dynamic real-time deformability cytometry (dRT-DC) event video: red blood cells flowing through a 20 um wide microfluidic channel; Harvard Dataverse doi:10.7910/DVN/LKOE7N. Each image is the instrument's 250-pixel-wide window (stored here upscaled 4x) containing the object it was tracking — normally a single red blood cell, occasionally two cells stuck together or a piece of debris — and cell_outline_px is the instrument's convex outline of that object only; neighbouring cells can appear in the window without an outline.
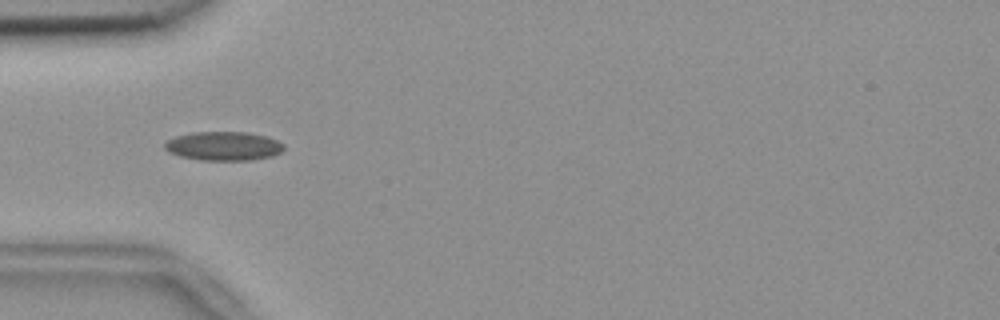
{"species": "common noctule bat (a hibernating species)", "species_latin": "Nyctalus noctula", "temperature_condition": "room temperature", "stored_images_in_passage": 41, "camera_frame_rate_fps": 3000, "um_per_image_px": 0.085, "animal": {"sex": "female", "body_mass_g": 18.4}, "frame": {"image": 1, "passage_image": 4, "time_ms": 1.0, "image_size_px": [1000, 320], "cell_outline_px": [[284, 148], [280, 152], [272, 156], [252, 160], [200, 160], [180, 156], [168, 152], [164, 148], [164, 144], [168, 140], [176, 136], [192, 132], [248, 132], [264, 136], [276, 140], [284, 144]], "centroid_in_image_um": [18.99, 12.41], "position_along_channel_um": 66.0, "area_um2": 20.06}}
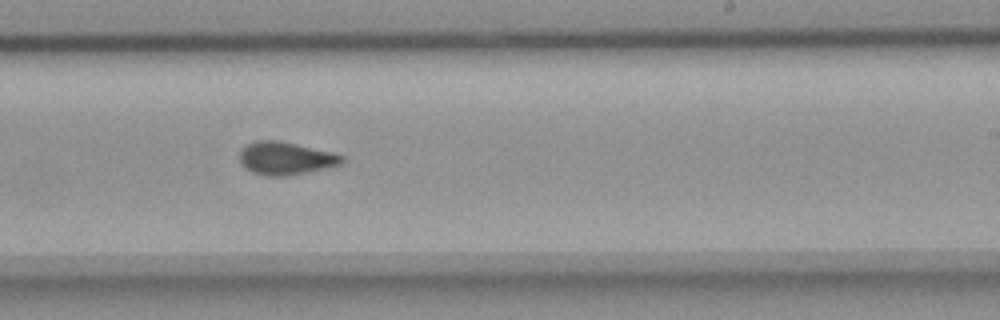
{"frame": {"image": 2, "passage_image": 20, "time_ms": 6.333, "image_size_px": [1000, 320], "cell_outline_px": [[344, 160], [340, 164], [304, 172], [284, 176], [268, 176], [252, 172], [240, 160], [240, 152], [248, 144], [256, 140], [280, 140], [332, 152], [344, 156]], "centroid_in_image_um": [24.28, 13.43], "position_along_channel_um": 264.7, "area_um2": 19.13}}
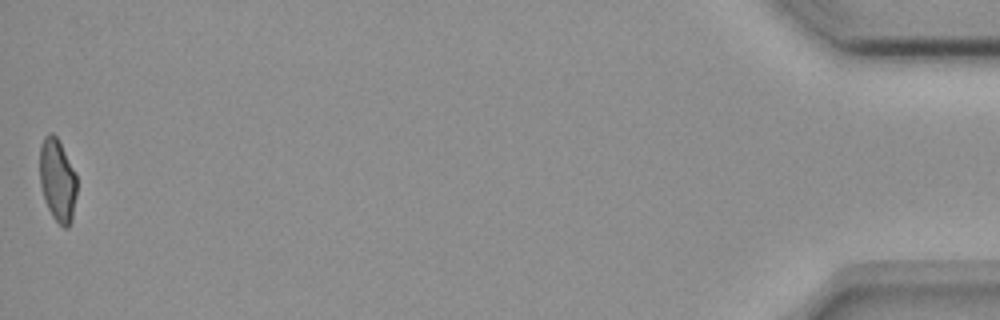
{"frame": {"image": 3, "passage_image": 41, "time_ms": 13.333, "image_size_px": [1000, 320], "cell_outline_px": [[76, 196], [72, 220], [68, 228], [64, 228], [52, 216], [44, 200], [40, 184], [40, 148], [44, 136], [48, 132], [52, 132], [56, 136], [76, 176]], "centroid_in_image_um": [4.87, 15.34], "position_along_channel_um": 430.3, "area_um2": 17.69}, "authors_computed_cell_mechanics": {"area_um2": 18.9006, "velocity_mm_per_s": 3.7423, "shape_relaxation_time_tau1_ms": 10.9248, "shape_relaxation_time_tau2_ms": 1.3284, "deformation_change_tau1": 0.1834, "deformation_change_tau2": 0.0587}}